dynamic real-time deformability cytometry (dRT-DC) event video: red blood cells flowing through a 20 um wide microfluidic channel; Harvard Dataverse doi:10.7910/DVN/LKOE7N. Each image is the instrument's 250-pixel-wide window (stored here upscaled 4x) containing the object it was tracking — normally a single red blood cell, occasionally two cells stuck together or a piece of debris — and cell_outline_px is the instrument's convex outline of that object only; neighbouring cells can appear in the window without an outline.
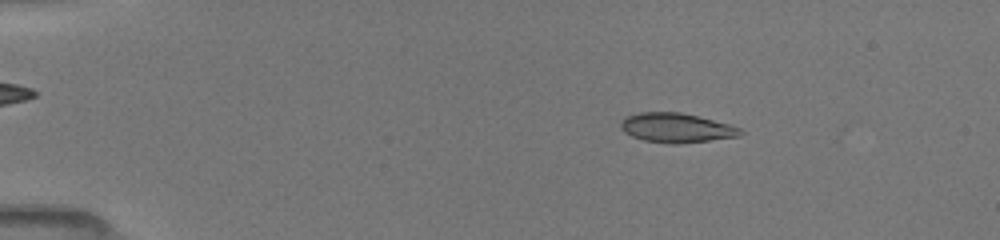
{"species": "common noctule bat (a hibernating species)", "species_latin": "Nyctalus noctula", "temperature_condition": "room temperature", "stored_images_in_passage": 14, "camera_frame_rate_fps": 3000, "um_per_image_px": 0.085, "animal": {"sex": "female", "body_mass_g": 19.5, "forearm_length_mm": 54.1}, "frame": {"image": 1, "passage_image": 3, "time_ms": 0.667, "image_size_px": [1000, 240], "cell_outline_px": [[744, 132], [740, 136], [680, 144], [672, 144], [644, 140], [632, 136], [624, 132], [620, 128], [620, 120], [624, 116], [640, 112], [680, 112], [728, 124], [740, 128]], "centroid_in_image_um": [57.44, 10.86], "position_along_channel_um": 27.6, "area_um2": 20.52}}
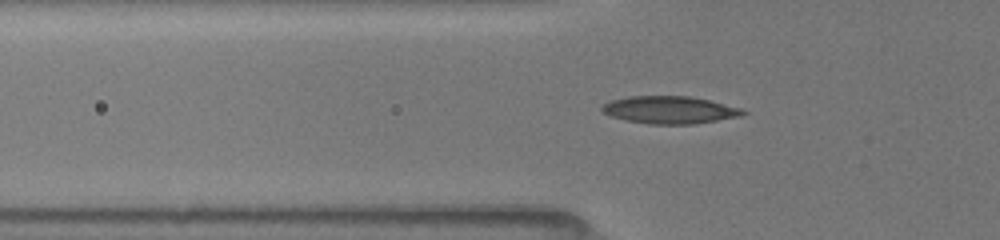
{"frame": {"image": 2, "passage_image": 12, "time_ms": 3.667, "image_size_px": [1000, 240], "cell_outline_px": [[748, 112], [744, 116], [696, 124], [648, 124], [624, 120], [612, 116], [604, 112], [600, 108], [604, 104], [612, 100], [628, 96], [688, 96], [708, 100], [744, 108]], "centroid_in_image_um": [57.0, 9.35], "position_along_channel_um": 68.8, "area_um2": 22.77}}